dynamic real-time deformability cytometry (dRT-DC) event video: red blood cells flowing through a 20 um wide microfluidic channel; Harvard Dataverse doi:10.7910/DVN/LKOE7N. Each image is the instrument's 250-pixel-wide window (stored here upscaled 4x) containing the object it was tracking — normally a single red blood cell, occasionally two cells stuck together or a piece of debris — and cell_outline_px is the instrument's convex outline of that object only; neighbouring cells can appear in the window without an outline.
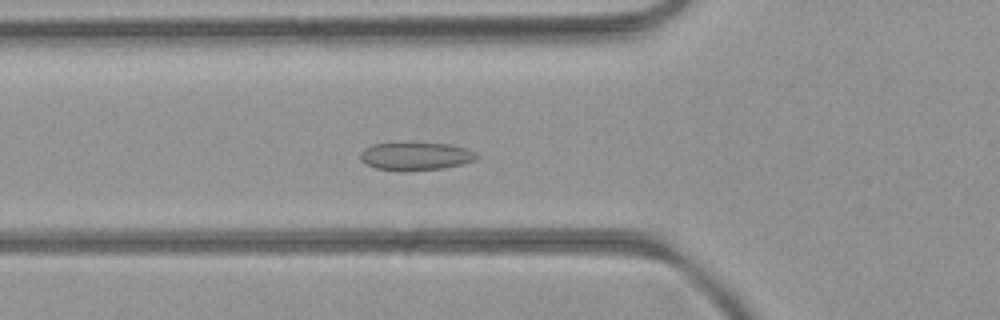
{"species": "common noctule bat (a hibernating species)", "species_latin": "Nyctalus noctula", "temperature_condition": "room temperature", "stored_images_in_passage": 54, "camera_frame_rate_fps": 3000, "um_per_image_px": 0.085, "animal": {"sex": "female", "body_mass_g": 21.9}, "frame": {"image": 1, "passage_image": 19, "time_ms": 6.0, "image_size_px": [1000, 320], "cell_outline_px": [[480, 156], [476, 160], [464, 164], [444, 168], [404, 172], [400, 172], [376, 168], [364, 164], [360, 160], [360, 152], [364, 148], [372, 144], [404, 140], [448, 144], [468, 148], [476, 152]], "centroid_in_image_um": [35.31, 13.25], "position_along_channel_um": 90.5, "area_um2": 20.29}}
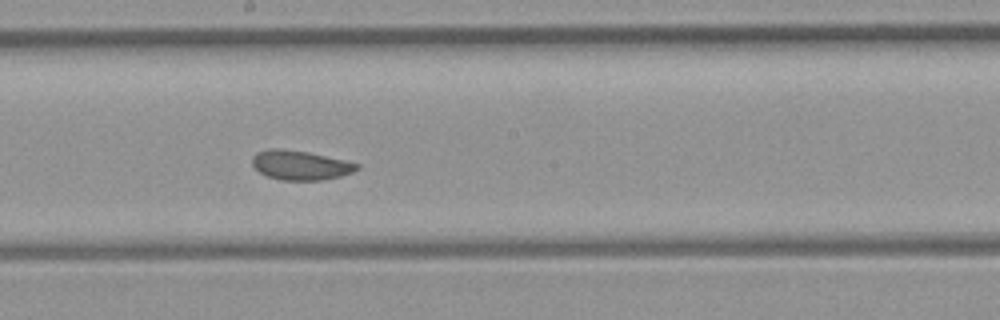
{"frame": {"image": 2, "passage_image": 29, "time_ms": 9.333, "image_size_px": [1000, 320], "cell_outline_px": [[360, 168], [352, 172], [340, 176], [320, 180], [280, 180], [268, 176], [260, 172], [252, 164], [252, 156], [256, 152], [268, 148], [280, 148], [308, 152], [344, 160], [360, 164]], "centroid_in_image_um": [25.51, 14.03], "position_along_channel_um": 222.7, "area_um2": 17.92}}
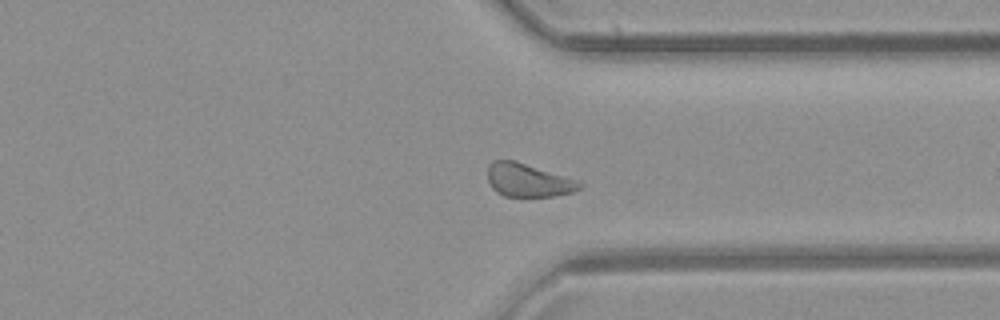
{"frame": {"image": 3, "passage_image": 40, "time_ms": 13.0, "image_size_px": [1000, 320], "cell_outline_px": [[584, 188], [572, 192], [552, 196], [504, 196], [496, 192], [492, 188], [488, 180], [488, 164], [492, 160], [516, 160], [580, 180], [584, 184]], "centroid_in_image_um": [44.93, 15.3], "position_along_channel_um": 366.5, "area_um2": 18.21}, "authors_computed_cell_mechanics": {"area_um2": 18.8428, "velocity_mm_per_s": 3.9389, "shape_relaxation_time_tau1_ms": null, "shape_relaxation_time_tau2_ms": 1.7525, "deformation_change_tau1": null, "deformation_change_tau2": 0.0556}}